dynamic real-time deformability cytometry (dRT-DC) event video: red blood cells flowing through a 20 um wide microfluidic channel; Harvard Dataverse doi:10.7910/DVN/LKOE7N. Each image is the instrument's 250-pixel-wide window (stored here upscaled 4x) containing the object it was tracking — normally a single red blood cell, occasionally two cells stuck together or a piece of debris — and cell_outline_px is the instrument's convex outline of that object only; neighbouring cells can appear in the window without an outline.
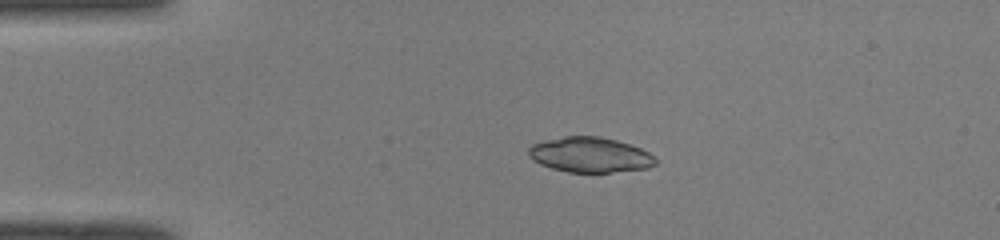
{"species": "common noctule bat (a hibernating species)", "species_latin": "Nyctalus noctula", "temperature_condition": "room temperature", "stored_images_in_passage": 39, "camera_frame_rate_fps": 3000, "um_per_image_px": 0.085, "animal": {"sex": "male", "body_mass_g": 19.0, "forearm_length_mm": 50.8}, "frame": {"image": 1, "passage_image": 1, "time_ms": 0.0, "image_size_px": [1000, 240], "cell_outline_px": [[656, 164], [648, 168], [608, 172], [568, 172], [552, 168], [540, 164], [532, 160], [528, 156], [528, 148], [532, 144], [564, 136], [600, 136], [616, 140], [640, 148], [648, 152], [656, 160]], "centroid_in_image_um": [50.12, 13.16], "position_along_channel_um": 34.9, "area_um2": 25.84}}
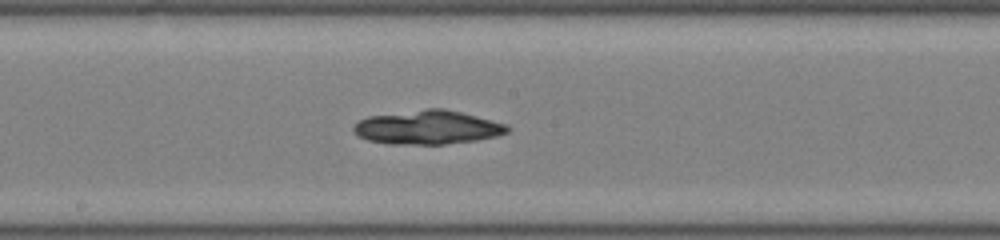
{"frame": {"image": 2, "passage_image": 17, "time_ms": 5.333, "image_size_px": [1000, 240], "cell_outline_px": [[512, 128], [508, 132], [496, 136], [476, 140], [444, 144], [388, 144], [368, 140], [356, 136], [352, 132], [352, 128], [360, 120], [368, 116], [428, 108], [444, 108], [508, 124]], "centroid_in_image_um": [36.34, 10.83], "position_along_channel_um": 211.9, "area_um2": 30.46}}
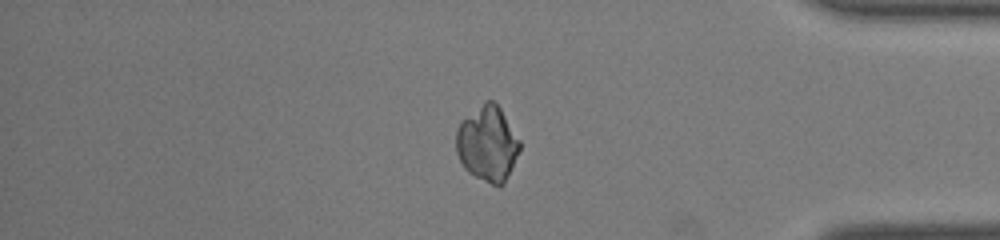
{"frame": {"image": 3, "passage_image": 32, "time_ms": 10.333, "image_size_px": [1000, 240], "cell_outline_px": [[520, 148], [504, 184], [500, 188], [468, 172], [464, 168], [456, 152], [456, 128], [484, 100], [492, 100], [500, 108], [520, 140]], "centroid_in_image_um": [41.43, 12.22], "position_along_channel_um": 393.8, "area_um2": 27.57}, "authors_computed_cell_mechanics": {"area_um2": 29.3624, "velocity_mm_per_s": 4.1259, "shape_relaxation_time_tau1_ms": null, "shape_relaxation_time_tau2_ms": 1.6176, "deformation_change_tau1": null, "deformation_change_tau2": 0.0389}}